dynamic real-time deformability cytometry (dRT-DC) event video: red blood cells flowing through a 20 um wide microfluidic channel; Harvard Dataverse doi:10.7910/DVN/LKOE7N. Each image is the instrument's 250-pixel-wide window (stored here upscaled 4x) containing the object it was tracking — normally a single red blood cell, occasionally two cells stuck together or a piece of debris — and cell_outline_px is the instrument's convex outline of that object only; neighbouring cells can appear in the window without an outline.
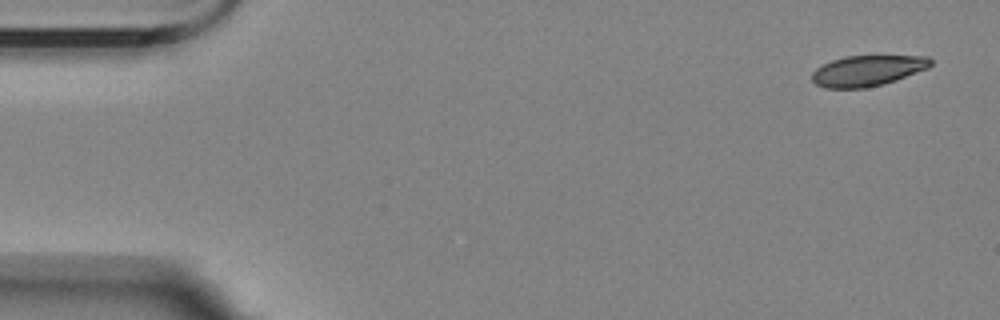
{"species": "Egyptian fruit bat (a non-hibernating species)", "species_latin": "Rousettus aegyptiacus", "temperature_condition": "room temperature", "stored_images_in_passage": 4, "camera_frame_rate_fps": 3000, "um_per_image_px": 0.085, "animal": {"sex": "female"}, "frame": {"image": 1, "passage_image": 1, "time_ms": 0.0, "image_size_px": [1000, 320], "cell_outline_px": [[932, 64], [928, 68], [896, 80], [884, 84], [864, 88], [824, 88], [816, 84], [812, 80], [812, 72], [816, 68], [832, 60], [844, 56], [928, 56], [932, 60]], "centroid_in_image_um": [73.73, 6.01], "position_along_channel_um": 11.3, "area_um2": 21.21}}